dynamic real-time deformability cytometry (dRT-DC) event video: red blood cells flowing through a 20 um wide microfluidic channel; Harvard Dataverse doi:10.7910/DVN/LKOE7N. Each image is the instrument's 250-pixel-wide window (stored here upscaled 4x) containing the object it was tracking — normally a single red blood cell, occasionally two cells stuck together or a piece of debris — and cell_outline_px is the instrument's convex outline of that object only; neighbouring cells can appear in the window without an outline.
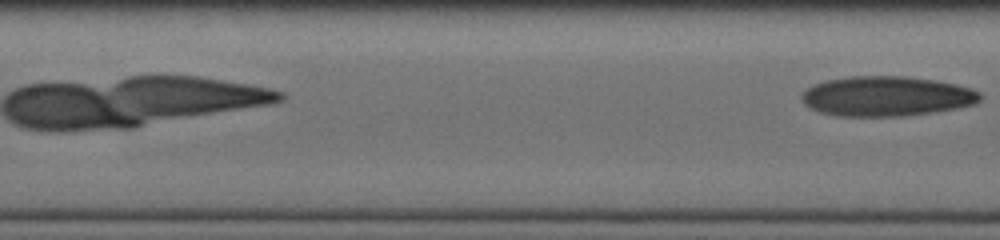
{"species": "human", "species_latin": "Homo sapiens", "temperature_condition": "cold", "stored_images_in_passage": 13, "camera_frame_rate_fps": 3000, "um_per_image_px": 0.085, "donor": {"sex": "male"}, "frame": {"image": 1, "passage_image": 13, "time_ms": 5.333, "image_size_px": [1000, 240], "cell_outline_px": [[980, 100], [976, 104], [936, 112], [900, 116], [836, 116], [820, 112], [804, 104], [800, 100], [800, 96], [808, 88], [816, 84], [828, 80], [852, 76], [904, 76], [932, 80], [972, 88], [980, 92]], "centroid_in_image_um": [75.35, 8.19], "position_along_channel_um": 132.0, "area_um2": 41.33}}